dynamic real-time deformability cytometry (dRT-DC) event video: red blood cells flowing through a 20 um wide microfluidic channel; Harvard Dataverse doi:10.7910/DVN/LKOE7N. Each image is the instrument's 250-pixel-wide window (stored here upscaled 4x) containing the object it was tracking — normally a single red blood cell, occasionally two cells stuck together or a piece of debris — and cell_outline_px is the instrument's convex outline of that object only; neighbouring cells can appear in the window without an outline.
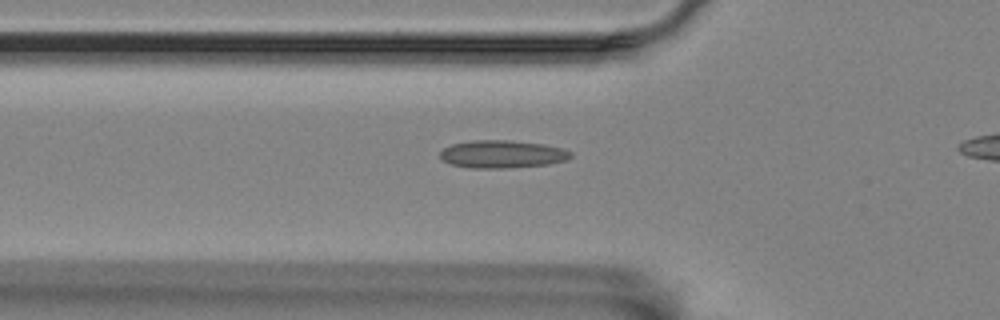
{"species": "Egyptian fruit bat (a non-hibernating species)", "species_latin": "Rousettus aegyptiacus", "temperature_condition": "room temperature", "stored_images_in_passage": 45, "camera_frame_rate_fps": 3000, "um_per_image_px": 0.085, "animal": {"sex": "female"}, "frame": {"image": 1, "passage_image": 15, "time_ms": 4.667, "image_size_px": [1000, 320], "cell_outline_px": [[572, 156], [568, 160], [548, 164], [504, 168], [468, 168], [452, 164], [444, 160], [440, 156], [440, 152], [444, 148], [452, 144], [472, 140], [508, 140], [544, 144], [560, 148], [572, 152]], "centroid_in_image_um": [42.7, 13.1], "position_along_channel_um": 83.1, "area_um2": 21.04}}
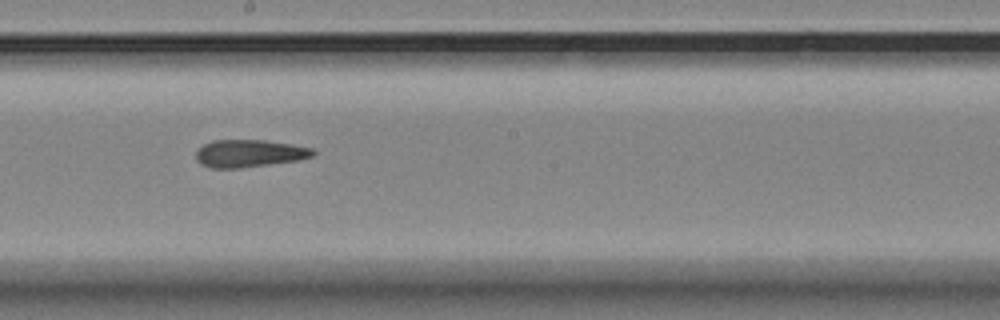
{"frame": {"image": 2, "passage_image": 27, "time_ms": 8.667, "image_size_px": [1000, 320], "cell_outline_px": [[316, 152], [312, 156], [296, 160], [240, 168], [212, 168], [200, 164], [196, 160], [196, 152], [204, 144], [212, 140], [264, 140], [292, 144], [312, 148]], "centroid_in_image_um": [21.16, 13.03], "position_along_channel_um": 227.0, "area_um2": 18.61}}
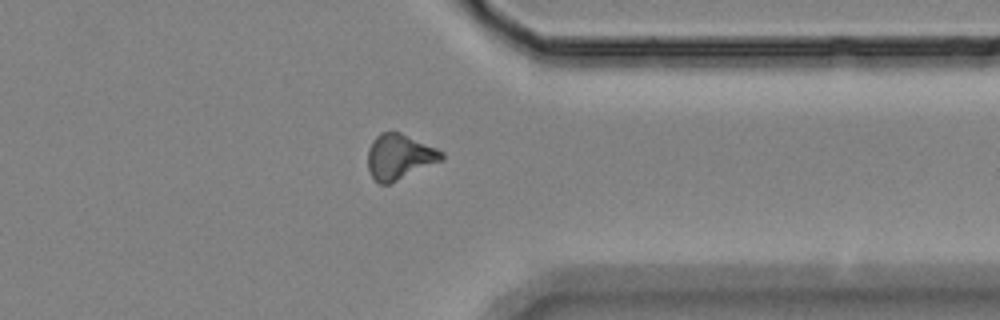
{"frame": {"image": 3, "passage_image": 40, "time_ms": 13.0, "image_size_px": [1000, 320], "cell_outline_px": [[444, 160], [388, 184], [380, 184], [368, 172], [368, 148], [372, 140], [380, 132], [400, 132], [436, 148], [444, 152]], "centroid_in_image_um": [33.95, 13.32], "position_along_channel_um": 377.5, "area_um2": 19.48}, "authors_computed_cell_mechanics": {"area_um2": 19.1318, "velocity_mm_per_s": 3.5721, "shape_relaxation_time_tau1_ms": null, "shape_relaxation_time_tau2_ms": 3.0783, "deformation_change_tau1": null, "deformation_change_tau2": 0.1045}}